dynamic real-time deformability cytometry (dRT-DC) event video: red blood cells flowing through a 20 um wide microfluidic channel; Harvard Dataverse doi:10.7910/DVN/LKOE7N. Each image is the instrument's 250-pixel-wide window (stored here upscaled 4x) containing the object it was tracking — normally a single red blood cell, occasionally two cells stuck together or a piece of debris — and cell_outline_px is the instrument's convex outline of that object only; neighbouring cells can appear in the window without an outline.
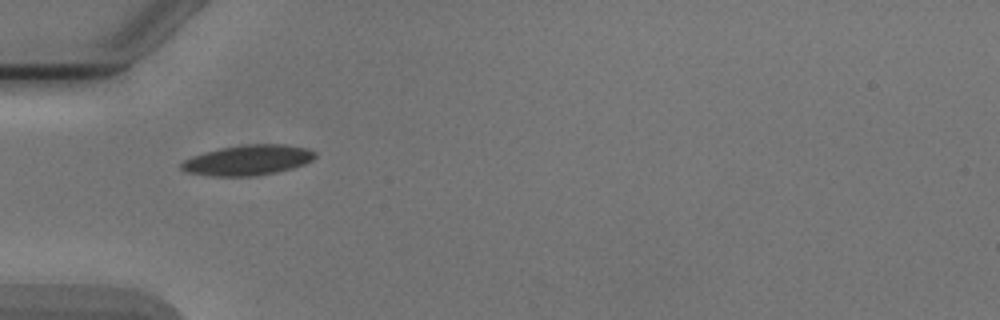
{"species": "Egyptian fruit bat (a non-hibernating species)", "species_latin": "Rousettus aegyptiacus", "temperature_condition": "cold", "stored_images_in_passage": 3, "camera_frame_rate_fps": 3000, "um_per_image_px": 0.085, "animal": {"sex": "male"}, "frame": {"image": 1, "passage_image": 2, "time_ms": 1.333, "image_size_px": [1000, 320], "cell_outline_px": [[316, 156], [312, 160], [304, 164], [292, 168], [276, 172], [256, 176], [212, 176], [188, 172], [180, 168], [180, 164], [184, 160], [204, 152], [220, 148], [248, 144], [284, 144], [304, 148], [316, 152]], "centroid_in_image_um": [21.07, 13.61], "position_along_channel_um": 63.9, "area_um2": 23.41}}
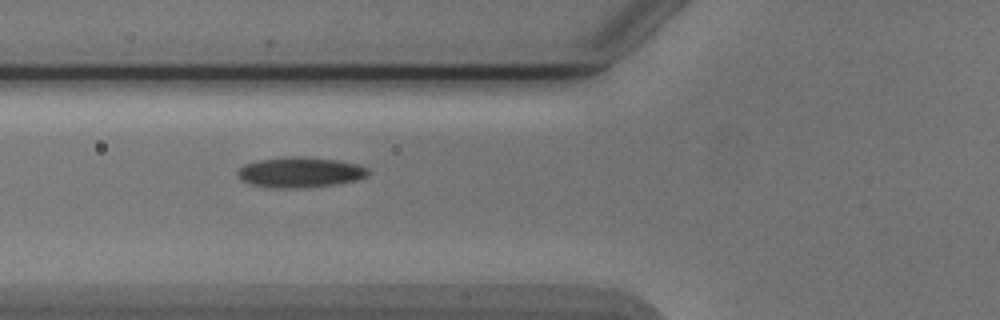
{"frame": {"image": 2, "passage_image": 3, "time_ms": 2.333, "image_size_px": [1000, 320], "cell_outline_px": [[368, 176], [356, 180], [336, 184], [304, 188], [272, 188], [252, 184], [244, 180], [236, 172], [244, 164], [260, 160], [292, 156], [304, 156], [340, 160], [356, 164], [368, 168]], "centroid_in_image_um": [25.55, 14.64], "position_along_channel_um": 100.3, "area_um2": 23.06}}